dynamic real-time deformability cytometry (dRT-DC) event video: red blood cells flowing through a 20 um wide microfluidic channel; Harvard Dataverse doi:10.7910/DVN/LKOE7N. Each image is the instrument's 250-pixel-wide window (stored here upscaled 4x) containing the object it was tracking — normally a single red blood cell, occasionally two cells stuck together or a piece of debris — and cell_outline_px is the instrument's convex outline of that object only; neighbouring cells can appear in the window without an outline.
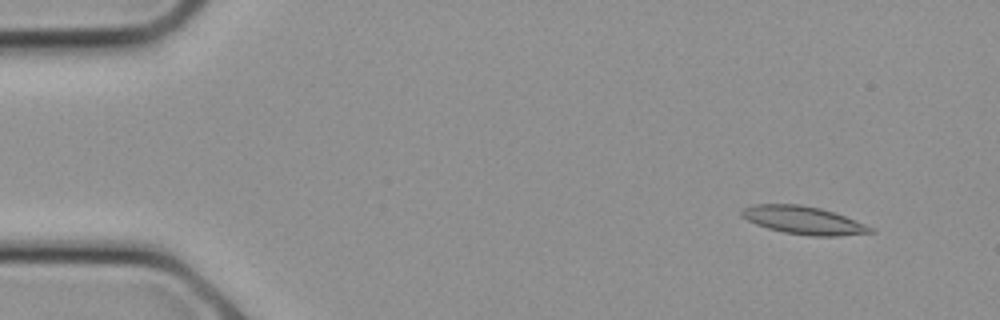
{"species": "common noctule bat (a hibernating species)", "species_latin": "Nyctalus noctula", "temperature_condition": "cold", "stored_images_in_passage": 6, "camera_frame_rate_fps": 3000, "um_per_image_px": 0.085, "animal": {"sex": "female", "body_mass_g": 21.9}, "frame": {"image": 1, "passage_image": 1, "time_ms": 0.0, "image_size_px": [1000, 320], "cell_outline_px": [[876, 232], [840, 236], [808, 236], [784, 232], [768, 228], [756, 224], [740, 216], [740, 208], [752, 204], [800, 204], [820, 208], [844, 216], [876, 228]], "centroid_in_image_um": [68.28, 18.72], "position_along_channel_um": 16.7, "area_um2": 21.15}}
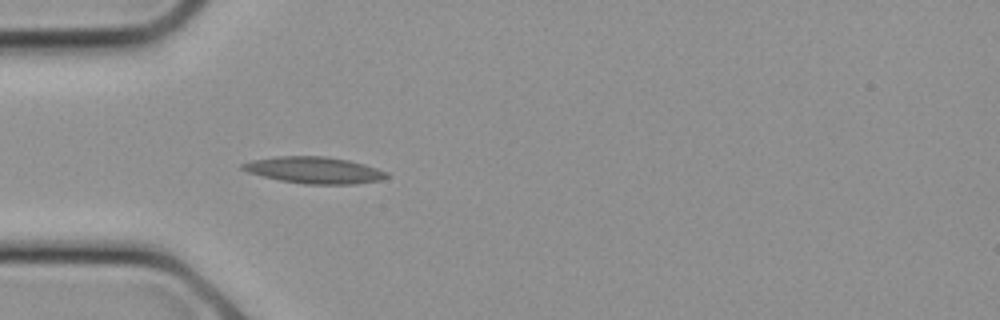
{"frame": {"image": 2, "passage_image": 6, "time_ms": 1.667, "image_size_px": [1000, 320], "cell_outline_px": [[388, 176], [380, 180], [352, 184], [304, 184], [280, 180], [248, 172], [240, 168], [240, 164], [252, 160], [276, 156], [324, 156], [348, 160], [364, 164], [388, 172]], "centroid_in_image_um": [26.69, 14.46], "position_along_channel_um": 58.3, "area_um2": 22.2}}